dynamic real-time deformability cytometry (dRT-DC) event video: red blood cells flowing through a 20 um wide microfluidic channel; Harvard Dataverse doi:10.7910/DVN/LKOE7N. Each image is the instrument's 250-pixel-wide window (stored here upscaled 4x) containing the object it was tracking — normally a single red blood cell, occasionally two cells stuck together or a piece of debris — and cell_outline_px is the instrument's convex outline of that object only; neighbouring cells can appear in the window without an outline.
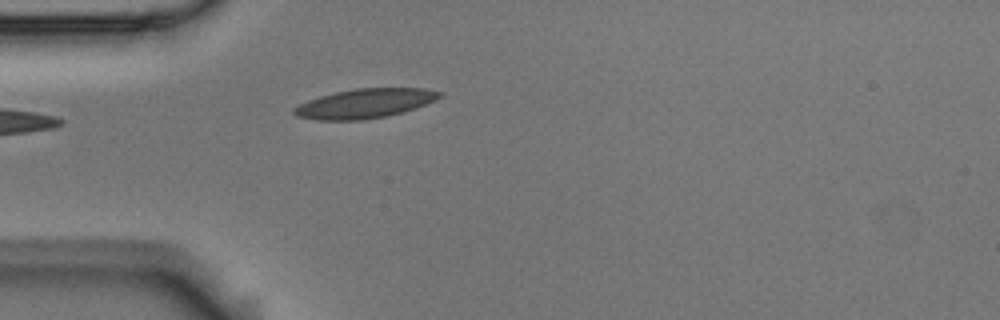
{"species": "Egyptian fruit bat (a non-hibernating species)", "species_latin": "Rousettus aegyptiacus", "temperature_condition": "room temperature", "stored_images_in_passage": 3, "camera_frame_rate_fps": 3000, "um_per_image_px": 0.085, "animal": {"sex": "male"}, "frame": {"image": 1, "passage_image": 3, "time_ms": 0.667, "image_size_px": [1000, 320], "cell_outline_px": [[444, 96], [436, 100], [404, 112], [388, 116], [364, 120], [316, 120], [296, 116], [292, 112], [292, 108], [308, 100], [320, 96], [336, 92], [356, 88], [424, 88], [444, 92]], "centroid_in_image_um": [31.04, 8.8], "position_along_channel_um": 54.0, "area_um2": 25.14}}